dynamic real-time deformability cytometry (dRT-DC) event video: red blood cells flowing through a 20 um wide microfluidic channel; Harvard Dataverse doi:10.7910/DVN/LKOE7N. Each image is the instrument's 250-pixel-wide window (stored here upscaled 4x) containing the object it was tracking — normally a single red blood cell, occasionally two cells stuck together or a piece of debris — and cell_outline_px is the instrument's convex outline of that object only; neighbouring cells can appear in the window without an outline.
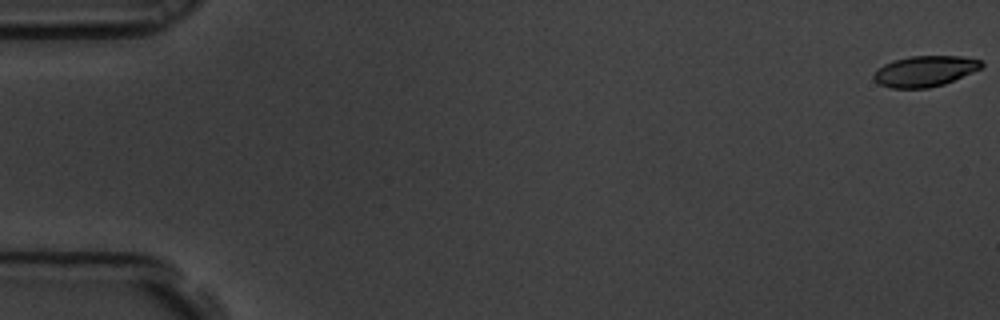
{"species": "common noctule bat (a hibernating species)", "species_latin": "Nyctalus noctula", "temperature_condition": "room temperature", "stored_images_in_passage": 60, "camera_frame_rate_fps": 3000, "um_per_image_px": 0.085, "animal": {"sex": "male", "body_mass_g": 19.5, "forearm_length_mm": 54.6}, "frame": {"image": 1, "passage_image": 1, "time_ms": 0.0, "image_size_px": [1000, 320], "cell_outline_px": [[984, 64], [980, 68], [972, 72], [944, 84], [928, 88], [892, 88], [880, 84], [872, 76], [884, 64], [892, 60], [908, 56], [960, 56], [980, 60]], "centroid_in_image_um": [78.61, 6.04], "position_along_channel_um": 6.4, "area_um2": 19.07}}
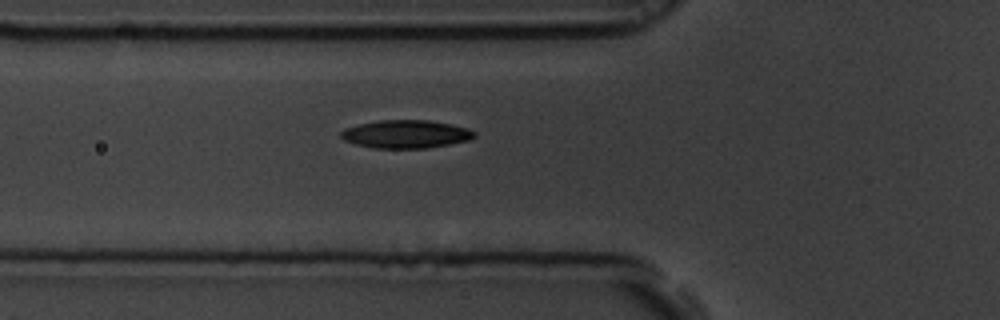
{"frame": {"image": 2, "passage_image": 22, "time_ms": 7.0, "image_size_px": [1000, 320], "cell_outline_px": [[476, 136], [468, 140], [428, 148], [372, 148], [356, 144], [344, 140], [340, 136], [340, 132], [344, 128], [360, 124], [380, 120], [428, 120], [468, 128], [476, 132]], "centroid_in_image_um": [34.48, 11.4], "position_along_channel_um": 91.3, "area_um2": 21.73}}
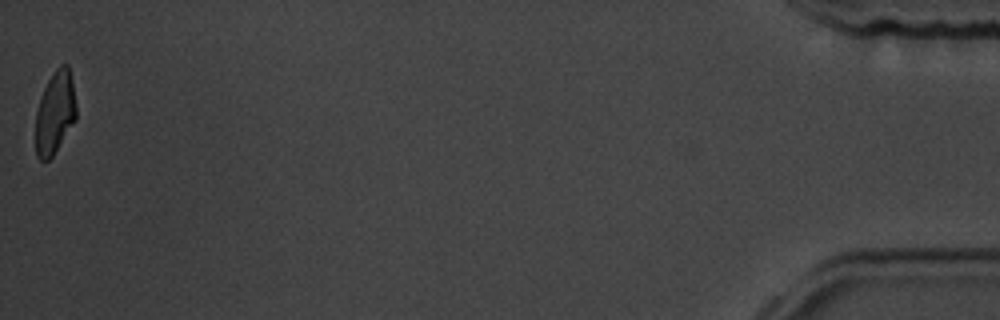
{"frame": {"image": 3, "passage_image": 60, "time_ms": 19.667, "image_size_px": [1000, 320], "cell_outline_px": [[76, 120], [52, 156], [48, 160], [40, 160], [36, 156], [36, 112], [40, 96], [52, 72], [60, 64], [68, 64], [72, 80], [76, 104]], "centroid_in_image_um": [4.68, 9.55], "position_along_channel_um": 430.5, "area_um2": 19.65}, "authors_computed_cell_mechanics": {"area_um2": 21.0392, "velocity_mm_per_s": 3.4556, "shape_relaxation_time_tau1_ms": 4.1245, "shape_relaxation_time_tau2_ms": 3.122, "deformation_change_tau1": 0.1498, "deformation_change_tau2": 0.0879}}